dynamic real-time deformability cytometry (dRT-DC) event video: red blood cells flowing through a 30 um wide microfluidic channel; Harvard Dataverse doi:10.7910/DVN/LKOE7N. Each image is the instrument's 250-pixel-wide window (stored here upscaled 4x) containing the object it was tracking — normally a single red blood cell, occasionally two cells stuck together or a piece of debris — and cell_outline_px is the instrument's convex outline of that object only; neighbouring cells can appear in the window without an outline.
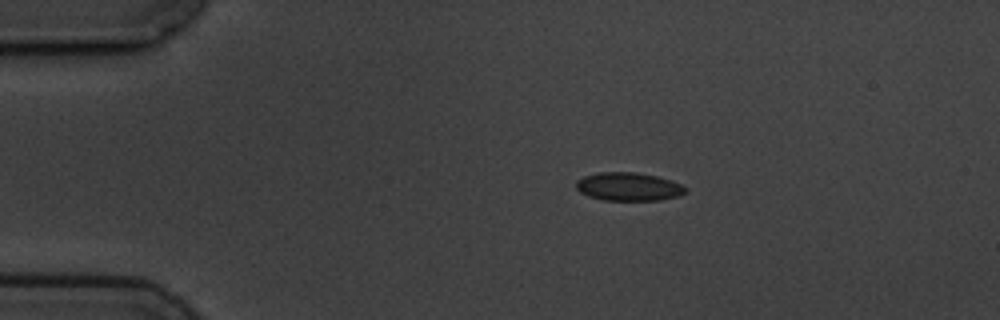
{"species": "common noctule bat (a hibernating species)", "species_latin": "Nyctalus noctula", "temperature_condition": "cold", "stored_images_in_passage": 3, "camera_frame_rate_fps": 3000, "um_per_image_px": 0.085, "animal": {"sex": "male", "body_mass_g": 19.5, "forearm_length_mm": 54.6}, "frame": {"image": 1, "passage_image": 1, "time_ms": 0.0, "image_size_px": [1000, 320], "cell_outline_px": [[688, 192], [680, 196], [660, 200], [604, 200], [588, 196], [580, 192], [576, 188], [576, 180], [584, 176], [596, 172], [636, 172], [656, 176], [672, 180], [688, 188]], "centroid_in_image_um": [53.45, 15.86], "position_along_channel_um": 31.6, "area_um2": 18.26}}